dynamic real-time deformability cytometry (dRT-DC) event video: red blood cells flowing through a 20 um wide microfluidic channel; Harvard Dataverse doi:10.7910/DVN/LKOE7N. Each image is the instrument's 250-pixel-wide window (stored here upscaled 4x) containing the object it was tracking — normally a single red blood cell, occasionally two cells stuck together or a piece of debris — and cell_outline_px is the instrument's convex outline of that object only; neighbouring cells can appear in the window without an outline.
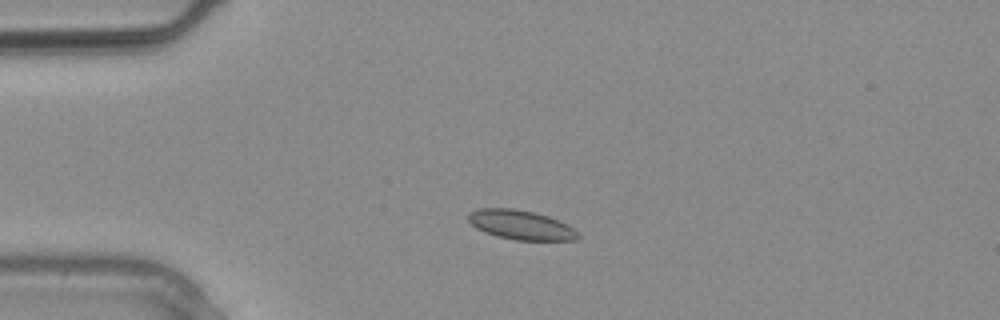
{"species": "common noctule bat (a hibernating species)", "species_latin": "Nyctalus noctula", "temperature_condition": "warm", "stored_images_in_passage": 1, "camera_frame_rate_fps": 3000, "um_per_image_px": 0.085, "animal": {"sex": "male", "body_mass_g": 20.4}, "frame": {"image": 1, "passage_image": 1, "time_ms": 0.0, "image_size_px": [1000, 320], "cell_outline_px": [[580, 236], [576, 240], [516, 240], [484, 232], [476, 228], [468, 220], [468, 212], [480, 208], [512, 208], [532, 212], [548, 216], [572, 228]], "centroid_in_image_um": [44.22, 19.11], "position_along_channel_um": 40.8, "area_um2": 18.44}}